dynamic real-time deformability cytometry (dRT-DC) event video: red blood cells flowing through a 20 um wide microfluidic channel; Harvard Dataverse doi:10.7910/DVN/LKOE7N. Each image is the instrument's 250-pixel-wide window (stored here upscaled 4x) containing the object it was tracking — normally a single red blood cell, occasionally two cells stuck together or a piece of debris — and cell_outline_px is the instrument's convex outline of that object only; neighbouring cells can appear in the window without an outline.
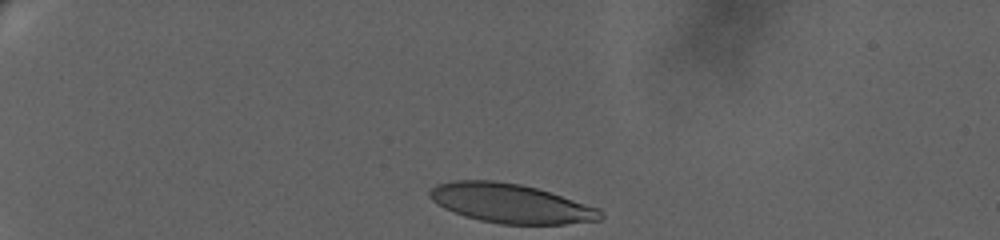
{"species": "human", "species_latin": "Homo sapiens", "temperature_condition": "warm", "stored_images_in_passage": 14, "camera_frame_rate_fps": 3000, "um_per_image_px": 0.085, "donor": {"sex": "female"}, "frame": {"image": 1, "passage_image": 1, "time_ms": 0.0, "image_size_px": [1000, 240], "cell_outline_px": [[604, 216], [600, 220], [564, 224], [500, 224], [480, 220], [464, 216], [444, 208], [436, 204], [428, 196], [428, 192], [436, 184], [456, 180], [492, 180], [520, 184], [536, 188], [600, 208], [604, 212]], "centroid_in_image_um": [43.4, 17.29], "position_along_channel_um": 41.6, "area_um2": 39.07}}